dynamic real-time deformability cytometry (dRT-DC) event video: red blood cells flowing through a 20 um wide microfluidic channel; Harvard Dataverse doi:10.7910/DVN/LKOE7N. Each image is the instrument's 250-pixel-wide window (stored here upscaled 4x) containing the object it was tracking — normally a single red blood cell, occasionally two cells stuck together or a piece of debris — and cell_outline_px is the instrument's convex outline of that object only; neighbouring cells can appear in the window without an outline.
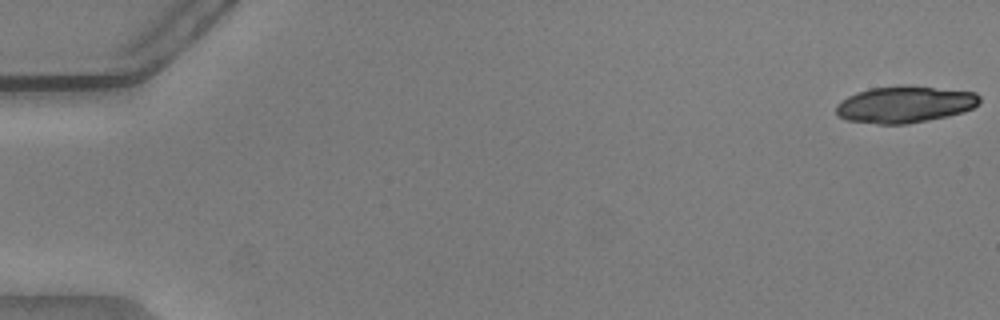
{"species": "common noctule bat (a hibernating species)", "species_latin": "Nyctalus noctula", "temperature_condition": "warm", "stored_images_in_passage": 55, "camera_frame_rate_fps": 3000, "um_per_image_px": 0.085, "animal": {"sex": "male", "body_mass_g": 20.5, "forearm_length_mm": 52.5}, "frame": {"image": 1, "passage_image": 1, "time_ms": 0.0, "image_size_px": [1000, 320], "cell_outline_px": [[980, 100], [972, 108], [964, 112], [948, 116], [908, 124], [876, 124], [844, 120], [836, 112], [836, 104], [848, 96], [856, 92], [872, 88], [900, 84], [908, 84], [976, 92], [980, 96]], "centroid_in_image_um": [76.9, 8.86], "position_along_channel_um": 8.1, "area_um2": 31.1}}
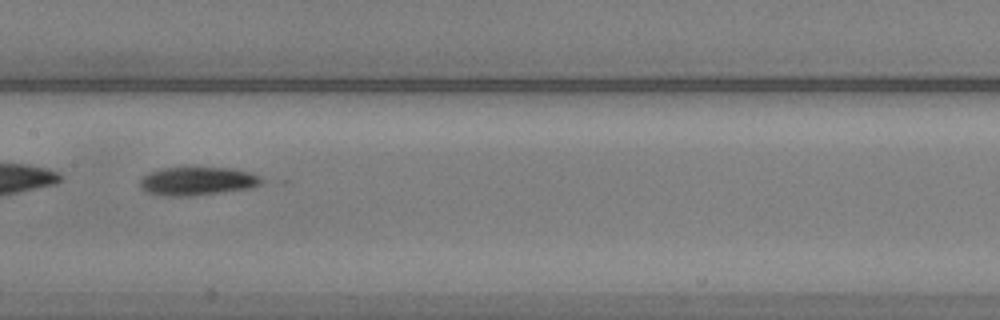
{"frame": {"image": 2, "passage_image": 29, "time_ms": 9.333, "image_size_px": [1000, 320], "cell_outline_px": [[268, 180], [260, 184], [248, 188], [192, 196], [164, 196], [148, 192], [140, 188], [140, 180], [148, 172], [160, 168], [232, 168], [248, 172], [260, 176]], "centroid_in_image_um": [16.77, 15.39], "position_along_channel_um": 190.6, "area_um2": 20.06}}
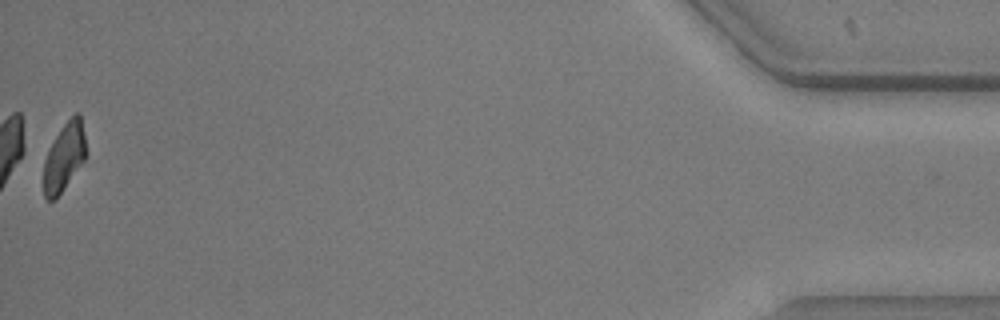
{"frame": {"image": 3, "passage_image": 55, "time_ms": 18.0, "image_size_px": [1000, 320], "cell_outline_px": [[88, 152], [84, 160], [56, 200], [48, 200], [44, 196], [44, 160], [56, 136], [64, 124], [76, 112], [80, 112]], "centroid_in_image_um": [5.49, 13.35], "position_along_channel_um": 429.7, "area_um2": 16.76}, "authors_computed_cell_mechanics": {"area_um2": 20.7502, "velocity_mm_per_s": 3.7817, "shape_relaxation_time_tau1_ms": 2.7381, "shape_relaxation_time_tau2_ms": null, "deformation_change_tau1": 0.13, "deformation_change_tau2": null}}